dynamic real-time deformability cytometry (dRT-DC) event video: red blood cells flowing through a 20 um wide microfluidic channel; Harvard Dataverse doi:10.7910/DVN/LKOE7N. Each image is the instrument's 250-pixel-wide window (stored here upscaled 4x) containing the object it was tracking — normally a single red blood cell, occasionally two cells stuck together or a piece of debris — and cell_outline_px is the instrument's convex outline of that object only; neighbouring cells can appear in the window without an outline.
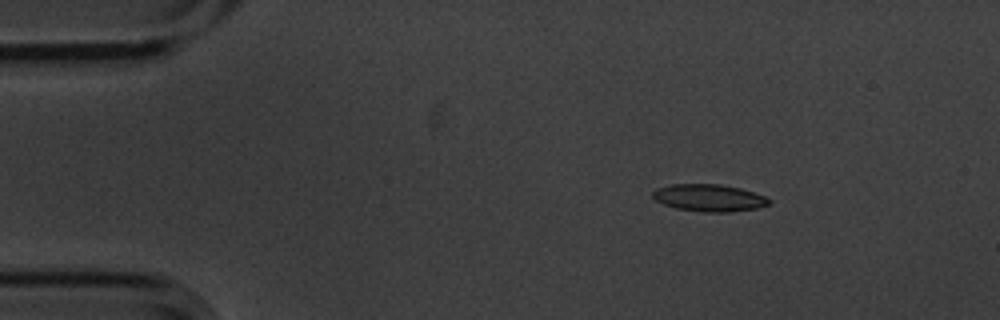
{"species": "common noctule bat (a hibernating species)", "species_latin": "Nyctalus noctula", "temperature_condition": "cold", "stored_images_in_passage": 5, "camera_frame_rate_fps": 3000, "um_per_image_px": 0.085, "animal": {"sex": "male", "body_mass_g": 20.1, "forearm_length_mm": 53.5}, "frame": {"image": 1, "passage_image": 3, "time_ms": 0.667, "image_size_px": [1000, 320], "cell_outline_px": [[772, 200], [768, 204], [756, 208], [728, 212], [704, 212], [676, 208], [664, 204], [656, 200], [652, 196], [652, 192], [656, 188], [672, 184], [720, 184], [740, 188], [764, 196]], "centroid_in_image_um": [60.25, 16.81], "position_along_channel_um": 24.8, "area_um2": 18.26}}
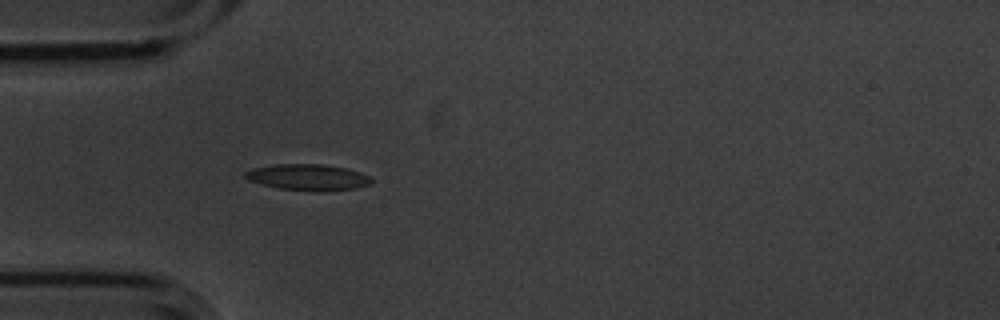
{"frame": {"image": 2, "passage_image": 5, "time_ms": 1.333, "image_size_px": [1000, 320], "cell_outline_px": [[372, 184], [356, 188], [276, 188], [248, 180], [244, 176], [244, 172], [252, 168], [276, 164], [324, 164], [348, 168], [372, 176]], "centroid_in_image_um": [26.17, 15.0], "position_along_channel_um": 58.8, "area_um2": 18.44}}